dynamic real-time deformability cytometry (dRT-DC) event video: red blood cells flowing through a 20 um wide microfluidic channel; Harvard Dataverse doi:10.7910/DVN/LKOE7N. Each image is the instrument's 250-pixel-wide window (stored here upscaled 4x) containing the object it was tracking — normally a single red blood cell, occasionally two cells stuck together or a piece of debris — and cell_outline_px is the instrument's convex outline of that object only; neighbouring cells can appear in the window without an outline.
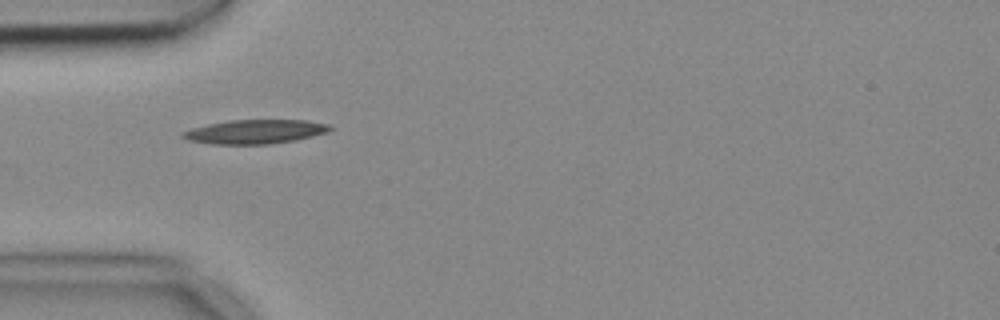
{"species": "common noctule bat (a hibernating species)", "species_latin": "Nyctalus noctula", "temperature_condition": "cold", "stored_images_in_passage": 5, "camera_frame_rate_fps": 3000, "um_per_image_px": 0.085, "animal": {"sex": "female", "body_mass_g": 18.4}, "frame": {"image": 1, "passage_image": 4, "time_ms": 1.0, "image_size_px": [1000, 320], "cell_outline_px": [[332, 128], [328, 132], [296, 140], [268, 144], [212, 144], [188, 140], [180, 136], [180, 132], [192, 128], [208, 124], [228, 120], [308, 120], [332, 124]], "centroid_in_image_um": [21.69, 11.19], "position_along_channel_um": 63.3, "area_um2": 20.81}}